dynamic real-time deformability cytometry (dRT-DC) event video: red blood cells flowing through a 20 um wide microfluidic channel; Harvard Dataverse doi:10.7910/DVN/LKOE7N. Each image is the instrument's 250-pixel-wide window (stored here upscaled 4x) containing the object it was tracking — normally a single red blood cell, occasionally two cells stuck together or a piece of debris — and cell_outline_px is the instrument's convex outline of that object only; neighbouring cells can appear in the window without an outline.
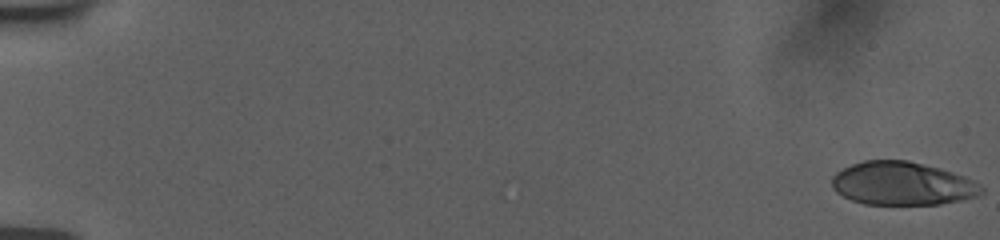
{"species": "human", "species_latin": "Homo sapiens", "temperature_condition": "room temperature", "stored_images_in_passage": 56, "camera_frame_rate_fps": 3000, "um_per_image_px": 0.085, "donor": {"sex": "female"}, "frame": {"image": 1, "passage_image": 1, "time_ms": 0.0, "image_size_px": [1000, 240], "cell_outline_px": [[984, 192], [976, 196], [964, 200], [940, 204], [864, 204], [852, 200], [836, 192], [832, 188], [832, 176], [836, 172], [852, 164], [864, 160], [908, 160], [940, 168], [964, 176], [980, 184], [984, 188]], "centroid_in_image_um": [76.71, 15.6], "position_along_channel_um": 8.3, "area_um2": 37.8}}
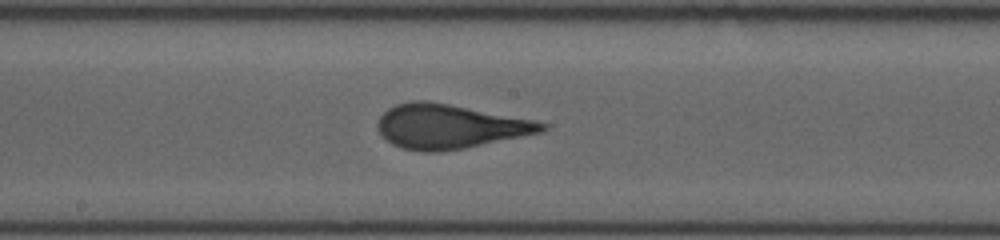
{"frame": {"image": 2, "passage_image": 32, "time_ms": 10.333, "image_size_px": [1000, 240], "cell_outline_px": [[548, 128], [544, 132], [464, 148], [440, 152], [420, 152], [400, 148], [392, 144], [380, 132], [376, 124], [380, 116], [388, 108], [396, 104], [412, 100], [428, 100], [536, 120], [548, 124]], "centroid_in_image_um": [38.23, 10.75], "position_along_channel_um": 210.0, "area_um2": 42.6}}
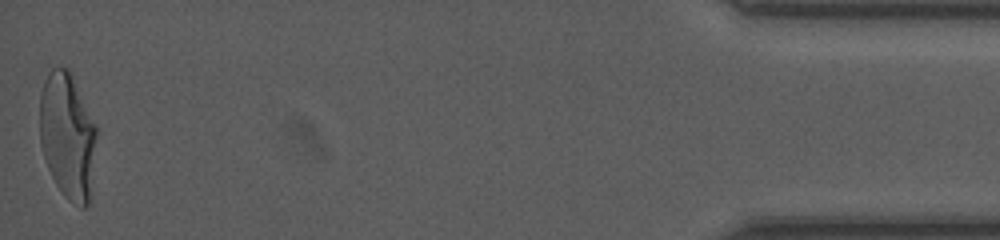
{"frame": {"image": 3, "passage_image": 56, "time_ms": 18.333, "image_size_px": [1000, 240], "cell_outline_px": [[96, 136], [88, 204], [84, 208], [80, 208], [72, 204], [64, 196], [56, 184], [48, 168], [40, 144], [40, 92], [44, 80], [48, 72], [52, 68], [68, 68], [96, 128]], "centroid_in_image_um": [5.7, 11.56], "position_along_channel_um": 429.5, "area_um2": 41.04}, "authors_computed_cell_mechanics": {"area_um2": 40.7779, "velocity_mm_per_s": 3.7633, "shape_relaxation_time_tau1_ms": 5.553, "shape_relaxation_time_tau2_ms": null, "deformation_change_tau1": 0.2398, "deformation_change_tau2": null}}